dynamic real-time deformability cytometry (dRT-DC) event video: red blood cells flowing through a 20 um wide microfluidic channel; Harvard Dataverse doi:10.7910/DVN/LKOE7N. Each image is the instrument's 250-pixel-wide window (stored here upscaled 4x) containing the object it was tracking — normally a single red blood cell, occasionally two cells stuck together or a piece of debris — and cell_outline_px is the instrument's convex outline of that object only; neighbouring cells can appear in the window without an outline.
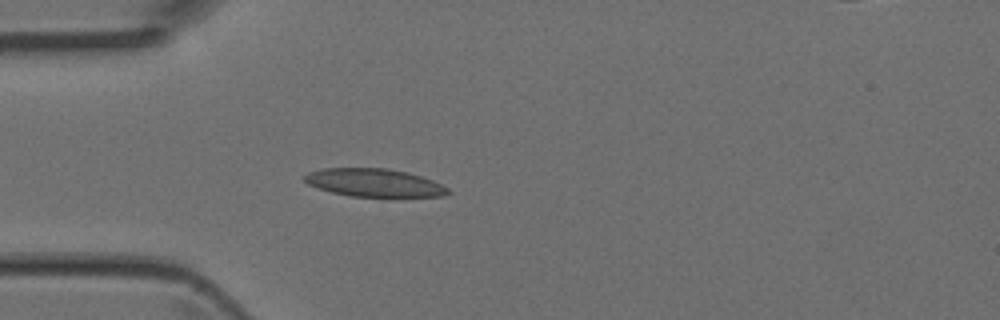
{"species": "Egyptian fruit bat (a non-hibernating species)", "species_latin": "Rousettus aegyptiacus", "temperature_condition": "room temperature", "stored_images_in_passage": 3, "camera_frame_rate_fps": 3000, "um_per_image_px": 0.085, "animal": {"sex": "female"}, "frame": {"image": 1, "passage_image": 3, "time_ms": 0.667, "image_size_px": [1000, 320], "cell_outline_px": [[452, 192], [444, 196], [348, 196], [332, 192], [308, 184], [304, 180], [304, 176], [308, 172], [324, 168], [388, 168], [420, 176], [432, 180], [448, 188]], "centroid_in_image_um": [31.79, 15.53], "position_along_channel_um": 53.2, "area_um2": 23.12}}